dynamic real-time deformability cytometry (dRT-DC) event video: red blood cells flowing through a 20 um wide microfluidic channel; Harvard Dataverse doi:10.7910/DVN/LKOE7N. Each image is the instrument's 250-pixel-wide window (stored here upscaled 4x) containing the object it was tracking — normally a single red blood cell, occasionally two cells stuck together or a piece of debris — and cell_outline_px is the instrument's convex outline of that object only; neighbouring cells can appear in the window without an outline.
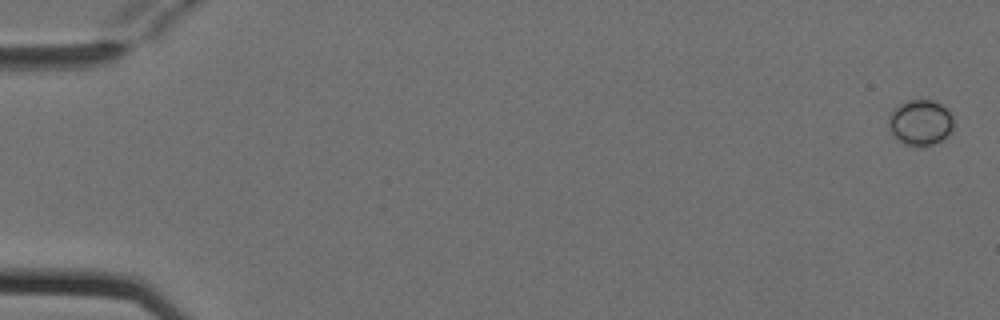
{"species": "Egyptian fruit bat (a non-hibernating species)", "species_latin": "Rousettus aegyptiacus", "temperature_condition": "cold", "stored_images_in_passage": 7, "camera_frame_rate_fps": 3000, "um_per_image_px": 0.085, "animal": {"sex": "female"}, "frame": {"image": 1, "passage_image": 1, "time_ms": 0.0, "image_size_px": [1000, 320], "cell_outline_px": [[952, 128], [940, 140], [924, 148], [904, 144], [888, 128], [888, 120], [892, 112], [900, 104], [908, 100], [932, 100], [940, 104], [952, 112]], "centroid_in_image_um": [78.23, 10.42], "position_along_channel_um": 6.8, "area_um2": 16.99}}
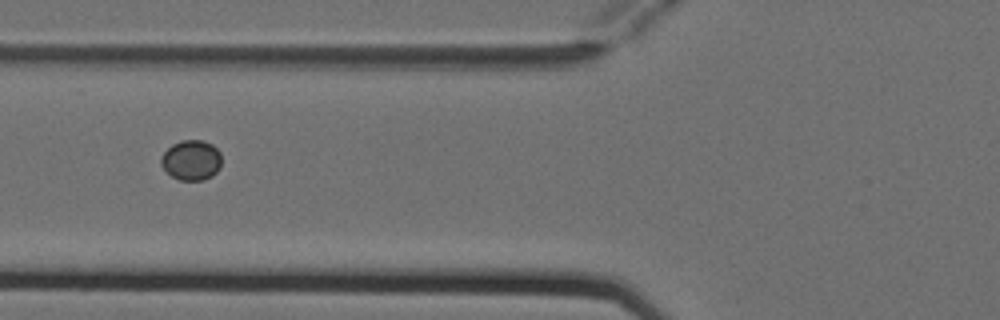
{"frame": {"image": 2, "passage_image": 6, "time_ms": 1.667, "image_size_px": [1000, 320], "cell_outline_px": [[220, 168], [212, 176], [204, 180], [180, 180], [172, 176], [160, 164], [160, 156], [172, 144], [180, 140], [204, 140], [212, 144], [220, 152]], "centroid_in_image_um": [16.26, 13.6], "position_along_channel_um": 109.5, "area_um2": 14.22}}
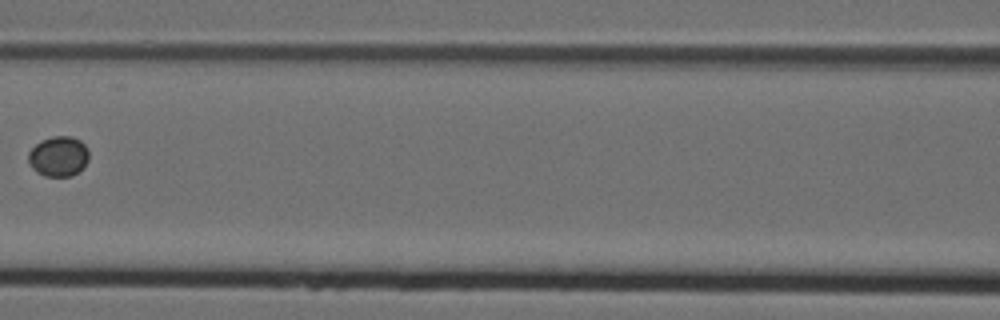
{"frame": {"image": 3, "passage_image": 7, "time_ms": 2.0, "image_size_px": [1000, 320], "cell_outline_px": [[88, 160], [84, 168], [72, 176], [44, 176], [36, 172], [32, 168], [28, 160], [28, 152], [40, 140], [52, 136], [72, 136], [80, 140], [88, 148]], "centroid_in_image_um": [4.98, 13.29], "position_along_channel_um": 161.6, "area_um2": 14.39}}